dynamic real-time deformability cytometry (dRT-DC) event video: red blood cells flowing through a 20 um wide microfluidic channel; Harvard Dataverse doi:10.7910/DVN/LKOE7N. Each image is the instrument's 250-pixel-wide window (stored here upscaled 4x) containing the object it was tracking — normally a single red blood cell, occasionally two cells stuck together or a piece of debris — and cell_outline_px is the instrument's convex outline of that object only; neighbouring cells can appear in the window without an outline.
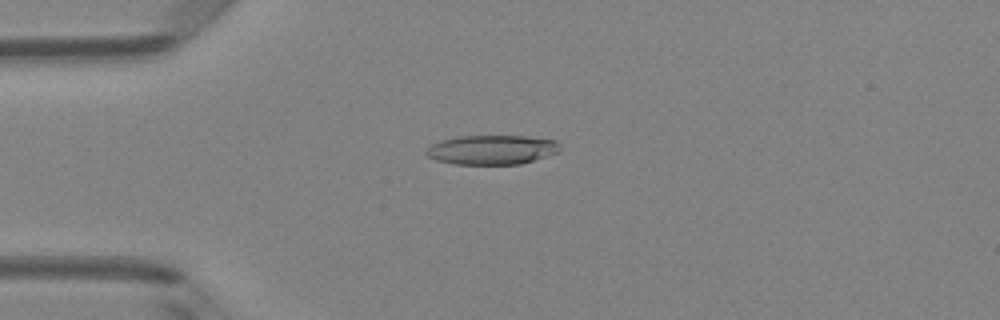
{"species": "Egyptian fruit bat (a non-hibernating species)", "species_latin": "Rousettus aegyptiacus", "temperature_condition": "room temperature", "stored_images_in_passage": 7, "camera_frame_rate_fps": 3000, "um_per_image_px": 0.085, "animal": {"sex": "female"}, "frame": {"image": 1, "passage_image": 4, "time_ms": 1.0, "image_size_px": [1000, 320], "cell_outline_px": [[560, 152], [520, 164], [456, 164], [436, 160], [428, 156], [424, 152], [432, 144], [444, 140], [460, 136], [524, 136], [556, 140], [560, 144]], "centroid_in_image_um": [41.84, 12.73], "position_along_channel_um": 43.2, "area_um2": 22.77}}
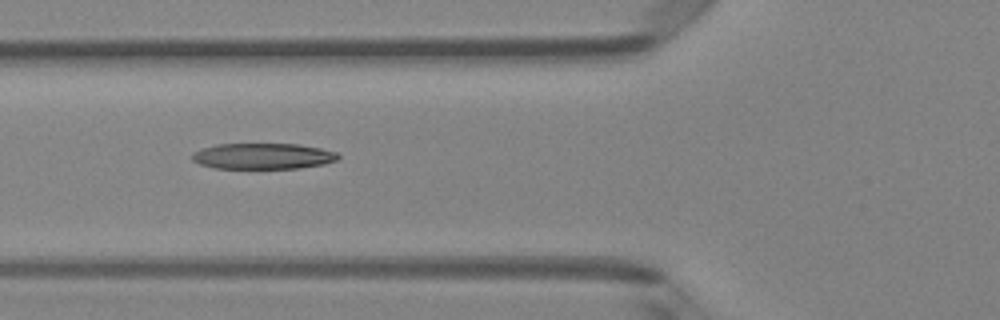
{"frame": {"image": 2, "passage_image": 6, "time_ms": 1.667, "image_size_px": [1000, 320], "cell_outline_px": [[340, 156], [336, 160], [324, 164], [300, 168], [212, 168], [200, 164], [192, 160], [192, 152], [216, 144], [300, 144], [320, 148], [336, 152]], "centroid_in_image_um": [22.34, 13.27], "position_along_channel_um": 103.5, "area_um2": 22.02}}
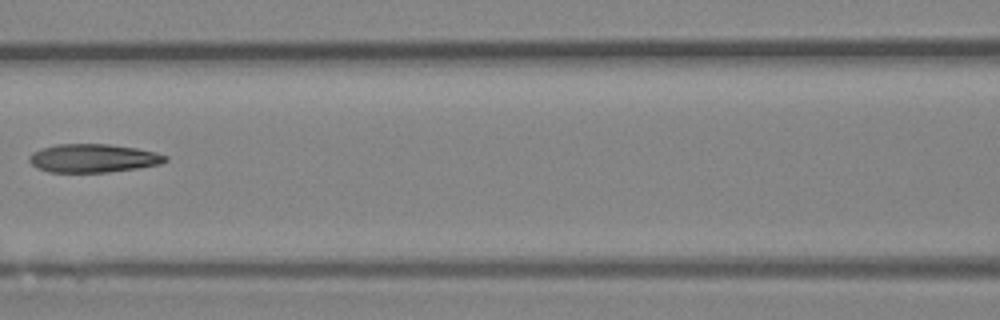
{"frame": {"image": 3, "passage_image": 7, "time_ms": 2.0, "image_size_px": [1000, 320], "cell_outline_px": [[168, 160], [160, 164], [136, 168], [108, 172], [48, 172], [36, 168], [28, 160], [28, 156], [32, 152], [40, 148], [56, 144], [108, 144], [136, 148], [156, 152], [168, 156]], "centroid_in_image_um": [7.88, 13.44], "position_along_channel_um": 158.7, "area_um2": 22.66}}